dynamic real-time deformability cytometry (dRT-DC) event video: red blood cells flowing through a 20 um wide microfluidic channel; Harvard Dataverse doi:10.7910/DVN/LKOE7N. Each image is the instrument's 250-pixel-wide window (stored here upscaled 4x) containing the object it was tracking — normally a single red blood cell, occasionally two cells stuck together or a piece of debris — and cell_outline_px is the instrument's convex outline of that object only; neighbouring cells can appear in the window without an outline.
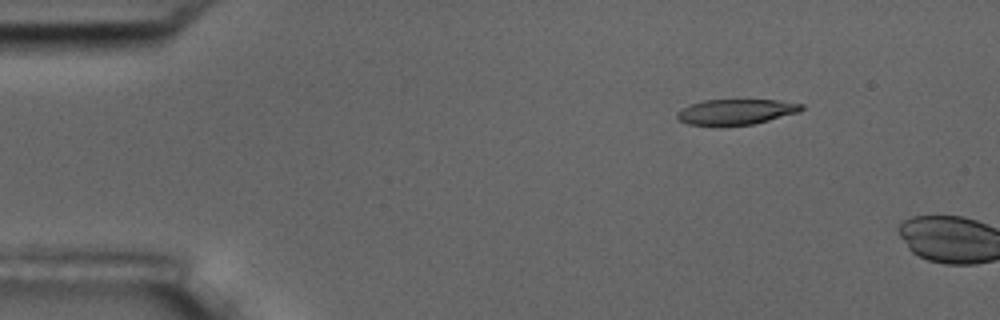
{"species": "common noctule bat (a hibernating species)", "species_latin": "Nyctalus noctula", "temperature_condition": "room temperature", "stored_images_in_passage": 3, "camera_frame_rate_fps": 3000, "um_per_image_px": 0.085, "animal": {"sex": "male", "body_mass_g": 17.5, "forearm_length_mm": 52.3}, "frame": {"image": 1, "passage_image": 1, "time_ms": 0.0, "image_size_px": [1000, 320], "cell_outline_px": [[804, 108], [800, 112], [752, 124], [720, 128], [716, 128], [688, 124], [676, 120], [676, 112], [692, 104], [704, 100], [776, 100], [804, 104]], "centroid_in_image_um": [62.51, 9.55], "position_along_channel_um": 22.5, "area_um2": 19.02}}